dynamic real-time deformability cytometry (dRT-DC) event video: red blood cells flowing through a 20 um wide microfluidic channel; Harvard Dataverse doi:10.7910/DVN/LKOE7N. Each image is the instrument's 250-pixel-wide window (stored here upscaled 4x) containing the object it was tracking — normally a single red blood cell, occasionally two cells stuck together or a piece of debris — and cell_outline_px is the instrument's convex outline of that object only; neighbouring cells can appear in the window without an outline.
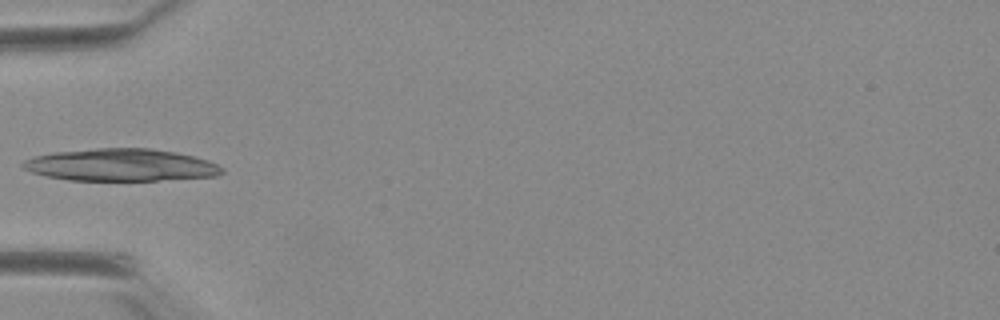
{"species": "Egyptian fruit bat (a non-hibernating species)", "species_latin": "Rousettus aegyptiacus", "temperature_condition": "warm", "stored_images_in_passage": 10, "camera_frame_rate_fps": 3000, "um_per_image_px": 0.085, "animal": {"sex": "female"}, "frame": {"image": 1, "passage_image": 1, "time_ms": 0.0, "image_size_px": [1000, 320], "cell_outline_px": [[224, 172], [216, 176], [156, 180], [68, 180], [44, 176], [32, 172], [24, 168], [20, 164], [24, 160], [36, 156], [56, 152], [96, 148], [148, 148], [176, 152], [196, 156], [208, 160], [224, 168]], "centroid_in_image_um": [10.29, 14.02], "position_along_channel_um": 74.7, "area_um2": 37.4}}